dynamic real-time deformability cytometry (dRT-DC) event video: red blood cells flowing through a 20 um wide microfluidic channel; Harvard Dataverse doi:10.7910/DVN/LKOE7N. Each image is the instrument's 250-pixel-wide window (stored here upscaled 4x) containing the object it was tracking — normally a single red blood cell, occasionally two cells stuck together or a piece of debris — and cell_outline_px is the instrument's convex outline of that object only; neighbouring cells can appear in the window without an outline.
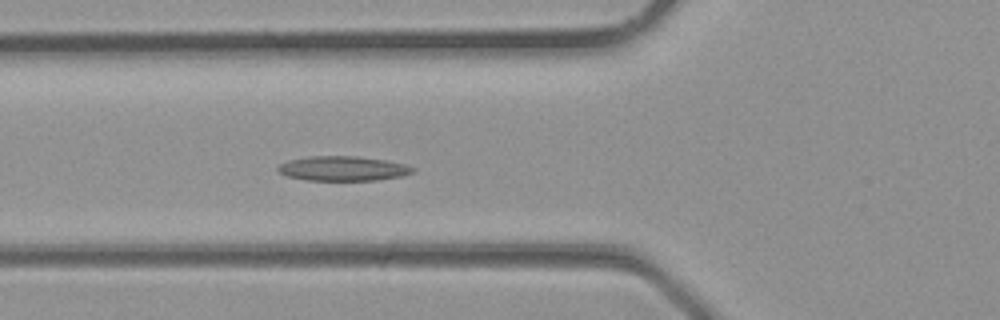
{"species": "common noctule bat (a hibernating species)", "species_latin": "Nyctalus noctula", "temperature_condition": "room temperature", "stored_images_in_passage": 36, "camera_frame_rate_fps": 3000, "um_per_image_px": 0.085, "animal": {"sex": "male", "body_mass_g": 23.1, "forearm_length_mm": 52.7}, "frame": {"image": 1, "passage_image": 13, "time_ms": 4.0, "image_size_px": [1000, 320], "cell_outline_px": [[416, 168], [412, 172], [400, 176], [376, 180], [308, 180], [288, 176], [280, 172], [276, 168], [280, 164], [288, 160], [308, 156], [356, 156], [384, 160], [404, 164]], "centroid_in_image_um": [29.12, 14.31], "position_along_channel_um": 96.7, "area_um2": 19.13}}
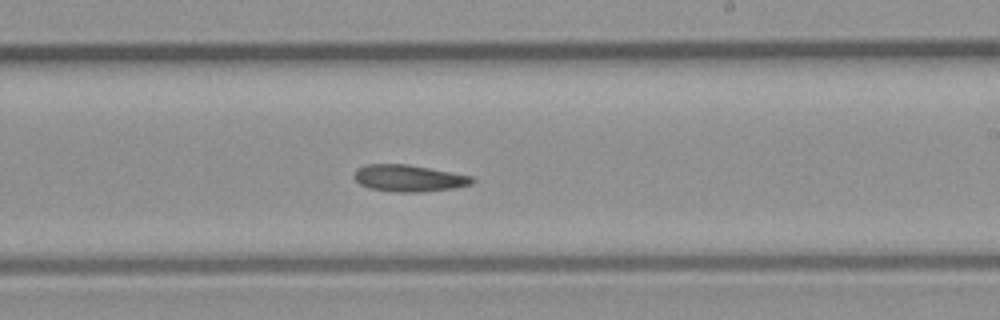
{"frame": {"image": 2, "passage_image": 21, "time_ms": 6.667, "image_size_px": [1000, 320], "cell_outline_px": [[476, 180], [472, 184], [452, 188], [420, 192], [396, 192], [368, 188], [360, 184], [352, 176], [356, 168], [364, 164], [408, 164], [472, 176]], "centroid_in_image_um": [34.71, 15.14], "position_along_channel_um": 254.3, "area_um2": 18.5}}
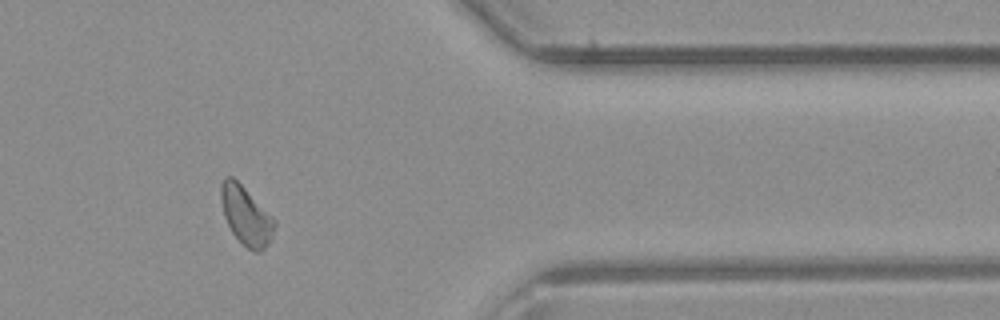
{"frame": {"image": 3, "passage_image": 29, "time_ms": 9.333, "image_size_px": [1000, 320], "cell_outline_px": [[276, 224], [268, 244], [260, 252], [252, 252], [232, 232], [224, 216], [220, 200], [220, 184], [224, 176], [232, 176], [276, 220]], "centroid_in_image_um": [20.89, 18.31], "position_along_channel_um": 390.5, "area_um2": 18.03}}